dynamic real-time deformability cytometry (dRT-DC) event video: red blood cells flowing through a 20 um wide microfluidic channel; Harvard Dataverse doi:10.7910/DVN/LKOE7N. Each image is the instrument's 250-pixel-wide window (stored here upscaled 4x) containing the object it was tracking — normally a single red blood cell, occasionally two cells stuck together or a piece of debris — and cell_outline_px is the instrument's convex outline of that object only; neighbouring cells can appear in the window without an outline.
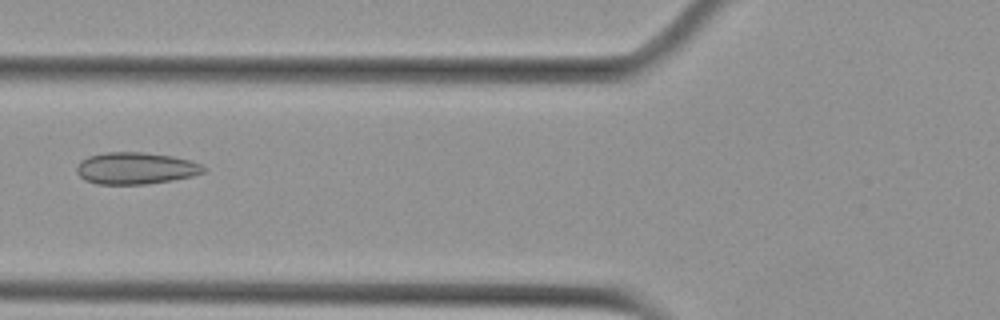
{"species": "Egyptian fruit bat (a non-hibernating species)", "species_latin": "Rousettus aegyptiacus", "temperature_condition": "cold", "stored_images_in_passage": 7, "camera_frame_rate_fps": 3000, "um_per_image_px": 0.085, "animal": {"sex": "female"}, "frame": {"image": 1, "passage_image": 5, "time_ms": 4.667, "image_size_px": [1000, 320], "cell_outline_px": [[208, 168], [204, 172], [192, 176], [172, 180], [148, 184], [96, 184], [84, 180], [76, 172], [76, 164], [80, 160], [88, 156], [104, 152], [144, 152], [172, 156], [192, 160]], "centroid_in_image_um": [11.52, 14.3], "position_along_channel_um": 114.3, "area_um2": 23.87}}
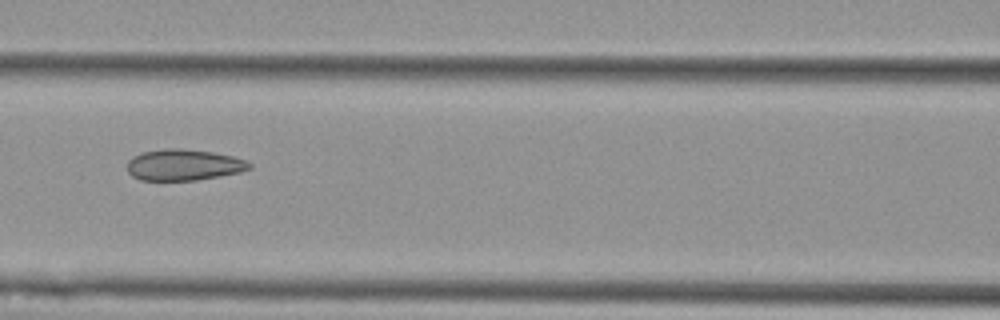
{"frame": {"image": 2, "passage_image": 6, "time_ms": 5.667, "image_size_px": [1000, 320], "cell_outline_px": [[252, 168], [240, 172], [220, 176], [196, 180], [140, 180], [132, 176], [128, 172], [128, 160], [132, 156], [140, 152], [164, 148], [180, 148], [212, 152], [232, 156], [244, 160], [252, 164]], "centroid_in_image_um": [15.59, 14.01], "position_along_channel_um": 151.0, "area_um2": 22.31}}
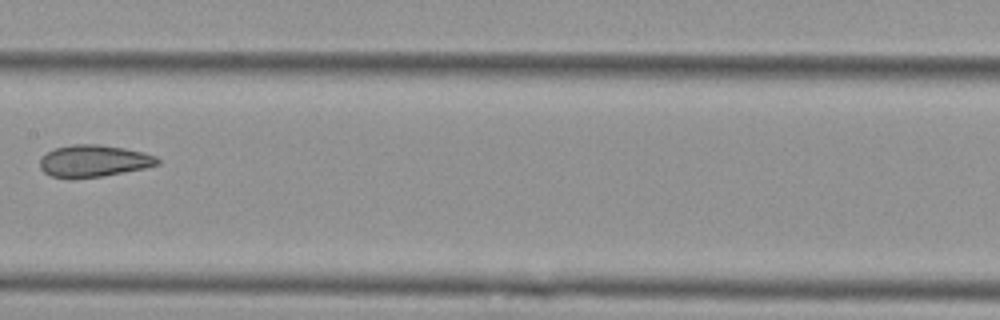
{"frame": {"image": 3, "passage_image": 7, "time_ms": 7.0, "image_size_px": [1000, 320], "cell_outline_px": [[160, 164], [144, 168], [104, 176], [72, 180], [52, 176], [44, 172], [40, 168], [40, 160], [48, 152], [56, 148], [72, 144], [100, 144], [124, 148], [144, 152], [156, 156], [160, 160]], "centroid_in_image_um": [7.98, 13.7], "position_along_channel_um": 199.4, "area_um2": 22.14}}